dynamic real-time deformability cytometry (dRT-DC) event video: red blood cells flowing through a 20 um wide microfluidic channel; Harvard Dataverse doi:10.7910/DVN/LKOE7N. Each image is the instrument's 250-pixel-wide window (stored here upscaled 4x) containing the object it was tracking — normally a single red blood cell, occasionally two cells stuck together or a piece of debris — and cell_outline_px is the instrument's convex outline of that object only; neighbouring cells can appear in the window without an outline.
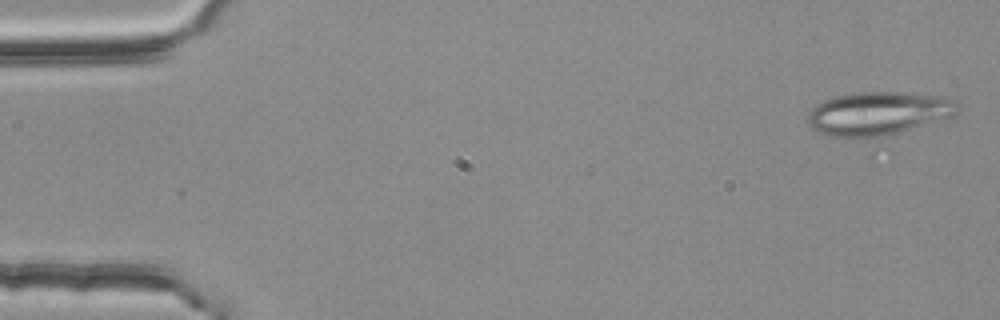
{"species": "common noctule bat (a hibernating species)", "species_latin": "Nyctalus noctula", "temperature_condition": "room temperature", "stored_images_in_passage": 54, "segment_of_instrument_passage": [1, 2], "camera_frame_rate_fps": 3000, "um_per_image_px": 0.085, "animal": {"sex": "female", "body_mass_g": 25.1}, "frame": {"image": 1, "passage_image": 1, "time_ms": 0.0, "image_size_px": [1000, 320], "cell_outline_px": [[960, 112], [880, 156], [872, 160], [812, 128], [808, 124], [808, 112], [816, 104], [832, 96], [856, 92], [904, 92], [948, 96], [960, 104]], "centroid_in_image_um": [74.75, 10.1], "position_along_channel_um": 10.2, "area_um2": 48.09}}